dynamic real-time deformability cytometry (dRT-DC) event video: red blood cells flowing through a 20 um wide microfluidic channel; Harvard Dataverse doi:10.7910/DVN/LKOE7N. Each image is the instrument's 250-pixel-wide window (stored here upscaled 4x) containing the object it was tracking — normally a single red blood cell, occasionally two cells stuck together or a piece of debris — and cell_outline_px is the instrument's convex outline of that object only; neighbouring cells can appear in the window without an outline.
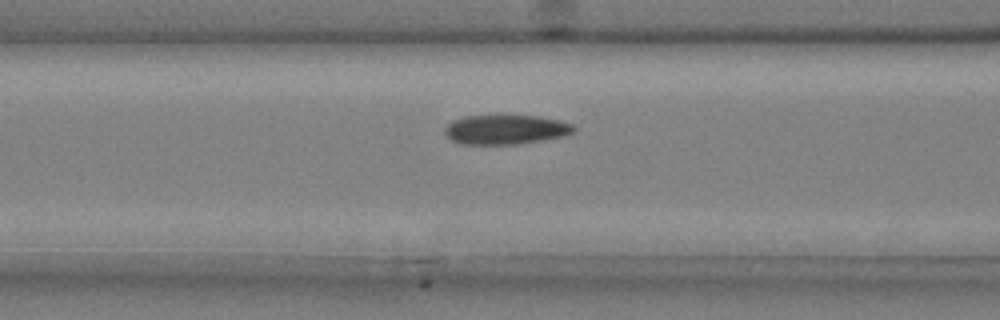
{"species": "common noctule bat (a hibernating species)", "species_latin": "Nyctalus noctula", "temperature_condition": "cold", "stored_images_in_passage": 47, "camera_frame_rate_fps": 3000, "um_per_image_px": 0.085, "animal": {"sex": "male", "body_mass_g": 20.4}, "frame": {"image": 1, "passage_image": 22, "time_ms": 7.0, "image_size_px": [1000, 320], "cell_outline_px": [[576, 132], [564, 136], [520, 144], [464, 144], [452, 140], [444, 132], [444, 128], [452, 120], [468, 116], [540, 116], [560, 120], [572, 124], [576, 128]], "centroid_in_image_um": [43.03, 11.01], "position_along_channel_um": 123.6, "area_um2": 22.14}}
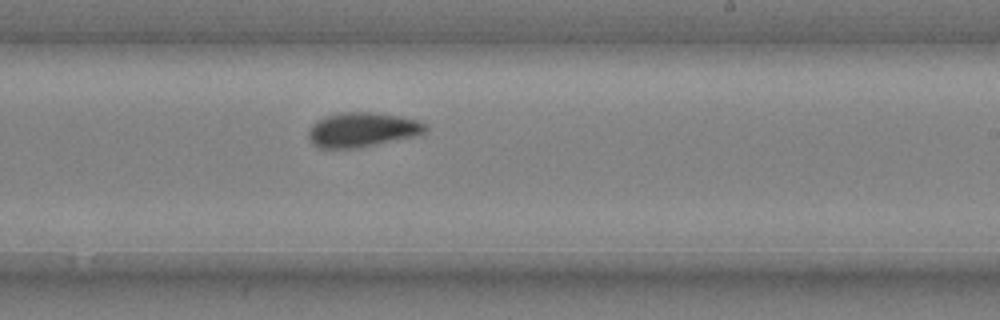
{"frame": {"image": 2, "passage_image": 33, "time_ms": 10.667, "image_size_px": [1000, 320], "cell_outline_px": [[428, 128], [424, 132], [412, 136], [376, 144], [352, 148], [320, 148], [312, 144], [308, 136], [308, 132], [312, 124], [316, 120], [324, 116], [344, 112], [376, 112], [400, 116], [420, 120], [428, 124]], "centroid_in_image_um": [30.77, 11.0], "position_along_channel_um": 258.2, "area_um2": 23.52}}
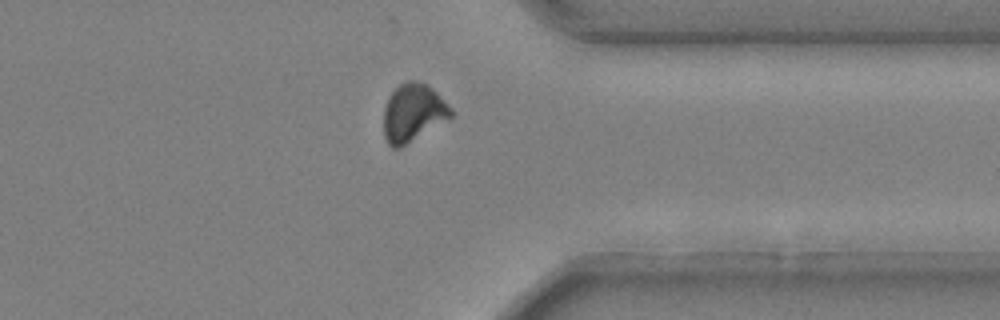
{"frame": {"image": 3, "passage_image": 43, "time_ms": 14.0, "image_size_px": [1000, 320], "cell_outline_px": [[452, 116], [400, 148], [392, 148], [388, 144], [384, 136], [384, 108], [388, 96], [404, 80], [412, 80], [428, 84], [452, 108]], "centroid_in_image_um": [35.08, 9.57], "position_along_channel_um": 376.3, "area_um2": 22.54}, "authors_computed_cell_mechanics": {"area_um2": 22.7732, "velocity_mm_per_s": 3.6784, "shape_relaxation_time_tau1_ms": 6.8759, "shape_relaxation_time_tau2_ms": 2.5531, "deformation_change_tau1": 0.1578, "deformation_change_tau2": 0.0585}}